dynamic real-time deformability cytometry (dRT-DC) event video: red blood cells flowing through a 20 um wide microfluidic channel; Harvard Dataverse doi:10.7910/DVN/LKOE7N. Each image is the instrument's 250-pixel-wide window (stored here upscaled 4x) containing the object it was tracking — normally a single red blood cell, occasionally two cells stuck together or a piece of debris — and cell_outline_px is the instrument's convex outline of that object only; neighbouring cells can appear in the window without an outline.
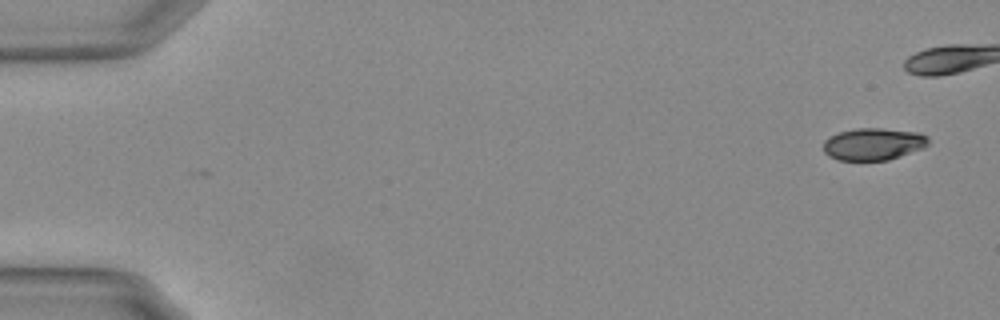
{"species": "Egyptian fruit bat (a non-hibernating species)", "species_latin": "Rousettus aegyptiacus", "temperature_condition": "warm", "stored_images_in_passage": 3, "camera_frame_rate_fps": 3000, "um_per_image_px": 0.085, "animal": {"sex": "female"}, "frame": {"image": 1, "passage_image": 3, "time_ms": 0.667, "image_size_px": [1000, 320], "cell_outline_px": [[928, 144], [924, 148], [888, 160], [840, 160], [828, 156], [824, 152], [824, 140], [840, 132], [856, 128], [880, 128], [920, 132], [928, 136]], "centroid_in_image_um": [74.26, 12.24], "position_along_channel_um": 10.7, "area_um2": 19.65}}